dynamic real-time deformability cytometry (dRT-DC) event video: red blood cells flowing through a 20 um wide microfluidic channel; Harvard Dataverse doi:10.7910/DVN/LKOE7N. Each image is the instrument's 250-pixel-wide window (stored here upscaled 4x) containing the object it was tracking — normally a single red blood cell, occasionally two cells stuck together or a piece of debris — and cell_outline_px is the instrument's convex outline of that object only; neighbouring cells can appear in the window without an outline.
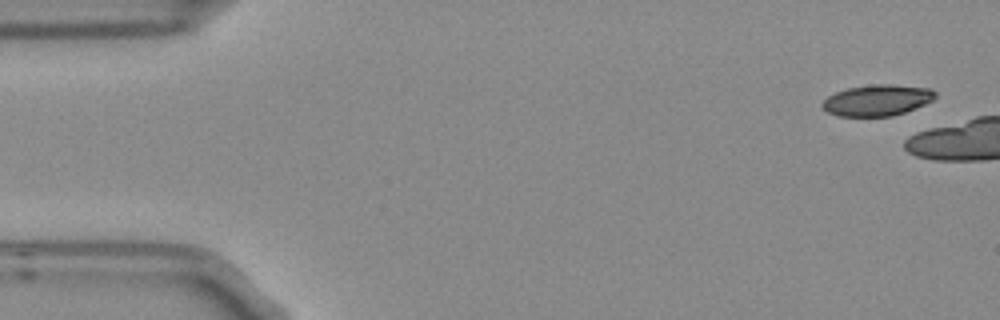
{"species": "Egyptian fruit bat (a non-hibernating species)", "species_latin": "Rousettus aegyptiacus", "temperature_condition": "room temperature", "stored_images_in_passage": 3, "camera_frame_rate_fps": 3000, "um_per_image_px": 0.085, "frame": {"image": 1, "passage_image": 1, "time_ms": 0.0, "image_size_px": [1000, 320], "cell_outline_px": [[936, 96], [932, 100], [916, 108], [892, 116], [836, 116], [828, 112], [820, 104], [828, 96], [836, 92], [848, 88], [872, 84], [892, 84], [932, 88], [936, 92]], "centroid_in_image_um": [74.57, 8.51], "position_along_channel_um": 10.4, "area_um2": 20.52}}